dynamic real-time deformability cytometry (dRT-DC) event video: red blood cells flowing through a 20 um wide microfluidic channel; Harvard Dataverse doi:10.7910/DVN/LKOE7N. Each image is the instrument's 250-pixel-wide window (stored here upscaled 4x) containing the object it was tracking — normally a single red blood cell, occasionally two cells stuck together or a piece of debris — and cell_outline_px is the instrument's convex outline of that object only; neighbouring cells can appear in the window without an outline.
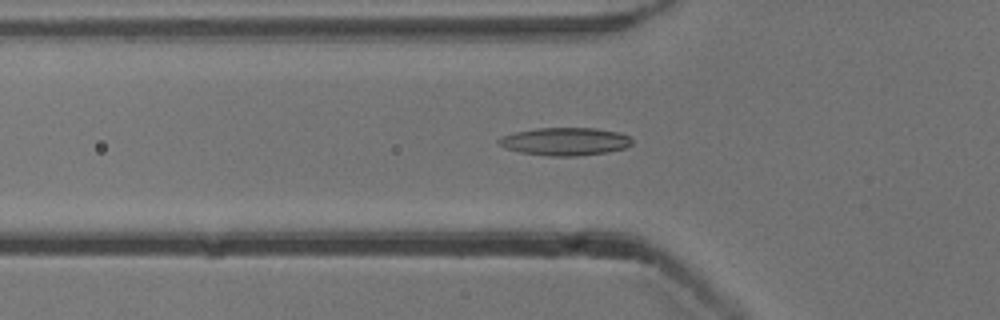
{"species": "common noctule bat (a hibernating species)", "species_latin": "Nyctalus noctula", "temperature_condition": "cold", "stored_images_in_passage": 52, "camera_frame_rate_fps": 3000, "um_per_image_px": 0.085, "animal": {"sex": "male", "body_mass_g": 13.3}, "frame": {"image": 1, "passage_image": 17, "time_ms": 5.333, "image_size_px": [1000, 320], "cell_outline_px": [[632, 144], [624, 148], [608, 152], [576, 156], [548, 156], [520, 152], [504, 148], [496, 140], [504, 136], [516, 132], [536, 128], [596, 128], [620, 132], [628, 136], [632, 140]], "centroid_in_image_um": [48.05, 12.03], "position_along_channel_um": 77.8, "area_um2": 21.62}}
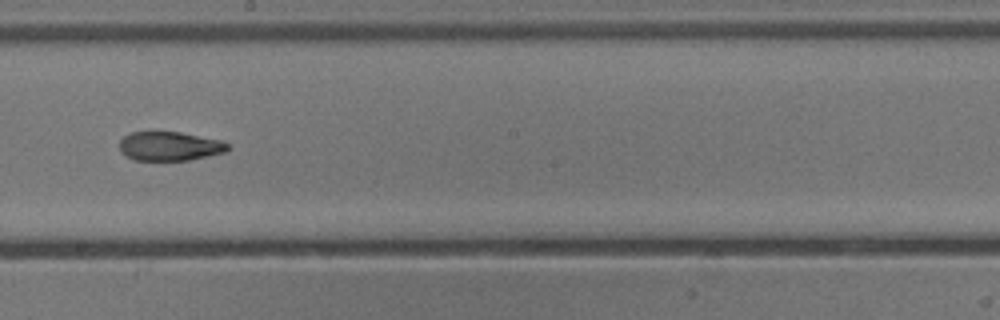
{"frame": {"image": 2, "passage_image": 29, "time_ms": 9.333, "image_size_px": [1000, 320], "cell_outline_px": [[228, 148], [224, 152], [188, 160], [132, 160], [124, 156], [120, 152], [120, 140], [124, 136], [132, 132], [180, 132], [224, 140], [228, 144]], "centroid_in_image_um": [14.39, 12.42], "position_along_channel_um": 233.8, "area_um2": 18.38}}
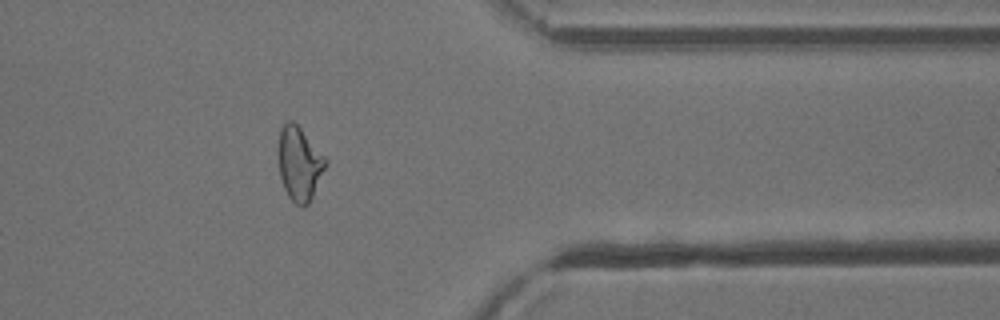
{"frame": {"image": 3, "passage_image": 42, "time_ms": 13.667, "image_size_px": [1000, 320], "cell_outline_px": [[328, 164], [308, 204], [304, 208], [296, 204], [288, 196], [284, 188], [280, 176], [280, 128], [288, 120], [292, 120], [300, 128], [328, 160]], "centroid_in_image_um": [25.48, 13.94], "position_along_channel_um": 385.9, "area_um2": 19.88}, "authors_computed_cell_mechanics": {"area_um2": 19.8254, "velocity_mm_per_s": 3.8785, "shape_relaxation_time_tau1_ms": null, "shape_relaxation_time_tau2_ms": 4.005, "deformation_change_tau1": null, "deformation_change_tau2": 0.1209}}